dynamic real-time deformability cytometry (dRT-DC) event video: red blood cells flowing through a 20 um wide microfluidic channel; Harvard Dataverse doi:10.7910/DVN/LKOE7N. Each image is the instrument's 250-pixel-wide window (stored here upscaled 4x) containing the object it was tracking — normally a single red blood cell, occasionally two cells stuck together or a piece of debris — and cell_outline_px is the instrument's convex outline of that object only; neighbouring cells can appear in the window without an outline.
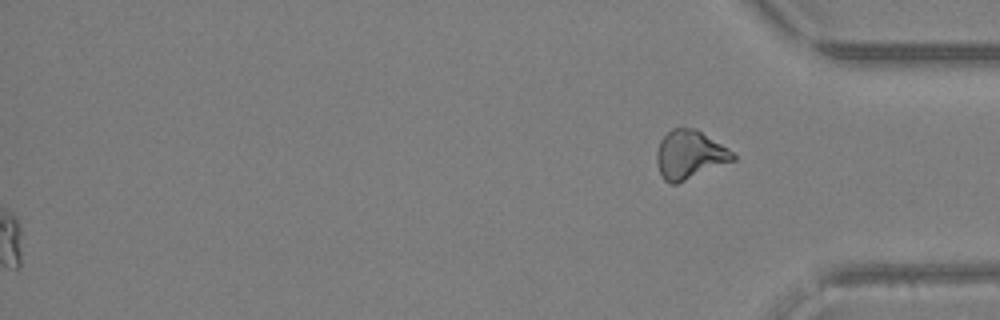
{"species": "Egyptian fruit bat (a non-hibernating species)", "species_latin": "Rousettus aegyptiacus", "temperature_condition": "warm", "stored_images_in_passage": 39, "segment_of_instrument_passage": [2, 2], "camera_frame_rate_fps": 3000, "um_per_image_px": 0.085, "animal": {"sex": "female"}, "frame": {"image": 1, "passage_image": 39, "time_ms": 12.667, "image_size_px": [1000, 320], "cell_outline_px": [[736, 160], [676, 184], [672, 184], [664, 180], [656, 164], [656, 152], [660, 140], [672, 128], [696, 128], [728, 148], [736, 156]], "centroid_in_image_um": [58.62, 13.15], "position_along_channel_um": 376.6, "area_um2": 21.62}}